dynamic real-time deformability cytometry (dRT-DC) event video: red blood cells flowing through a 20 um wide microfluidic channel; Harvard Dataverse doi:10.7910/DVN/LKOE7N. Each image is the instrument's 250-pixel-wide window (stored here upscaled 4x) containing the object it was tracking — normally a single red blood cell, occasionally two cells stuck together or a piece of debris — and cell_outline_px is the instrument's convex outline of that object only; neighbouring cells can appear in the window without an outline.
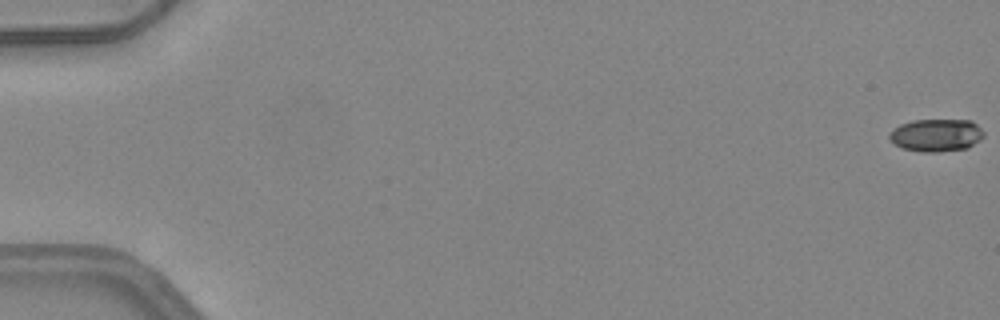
{"species": "common noctule bat (a hibernating species)", "species_latin": "Nyctalus noctula", "temperature_condition": "warm", "stored_images_in_passage": 51, "camera_frame_rate_fps": 3000, "um_per_image_px": 0.085, "animal": {"sex": "female", "body_mass_g": 24.6, "forearm_length_mm": 56.2}, "frame": {"image": 1, "passage_image": 1, "time_ms": 0.0, "image_size_px": [1000, 320], "cell_outline_px": [[984, 136], [980, 140], [968, 148], [936, 152], [920, 152], [900, 148], [888, 136], [888, 132], [892, 128], [900, 124], [912, 120], [972, 120], [984, 132]], "centroid_in_image_um": [79.56, 11.49], "position_along_channel_um": 5.4, "area_um2": 18.15}}
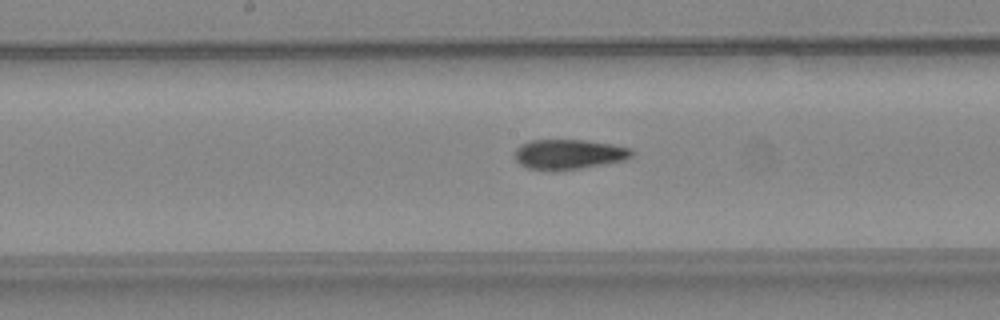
{"frame": {"image": 2, "passage_image": 28, "time_ms": 9.0, "image_size_px": [1000, 320], "cell_outline_px": [[632, 156], [624, 160], [604, 164], [556, 172], [552, 172], [528, 168], [520, 164], [516, 160], [516, 148], [520, 144], [532, 140], [584, 140], [612, 144], [632, 148]], "centroid_in_image_um": [48.33, 13.13], "position_along_channel_um": 199.9, "area_um2": 20.58}}
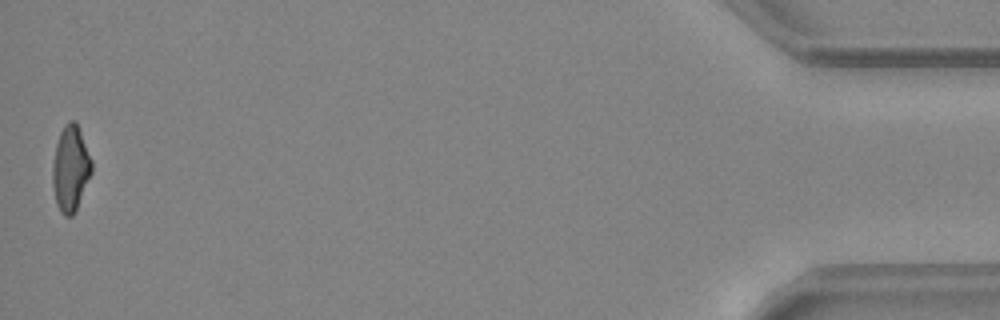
{"frame": {"image": 3, "passage_image": 51, "time_ms": 16.667, "image_size_px": [1000, 320], "cell_outline_px": [[92, 172], [76, 212], [72, 216], [64, 216], [60, 212], [56, 204], [52, 184], [52, 164], [56, 144], [60, 132], [64, 124], [68, 120], [76, 120], [92, 160]], "centroid_in_image_um": [5.99, 14.33], "position_along_channel_um": 429.2, "area_um2": 19.88}, "authors_computed_cell_mechanics": {"area_um2": 19.8832, "velocity_mm_per_s": 4.1948, "shape_relaxation_time_tau1_ms": 6.5745, "shape_relaxation_time_tau2_ms": 2.2862, "deformation_change_tau1": 0.2269, "deformation_change_tau2": 0.1035}}